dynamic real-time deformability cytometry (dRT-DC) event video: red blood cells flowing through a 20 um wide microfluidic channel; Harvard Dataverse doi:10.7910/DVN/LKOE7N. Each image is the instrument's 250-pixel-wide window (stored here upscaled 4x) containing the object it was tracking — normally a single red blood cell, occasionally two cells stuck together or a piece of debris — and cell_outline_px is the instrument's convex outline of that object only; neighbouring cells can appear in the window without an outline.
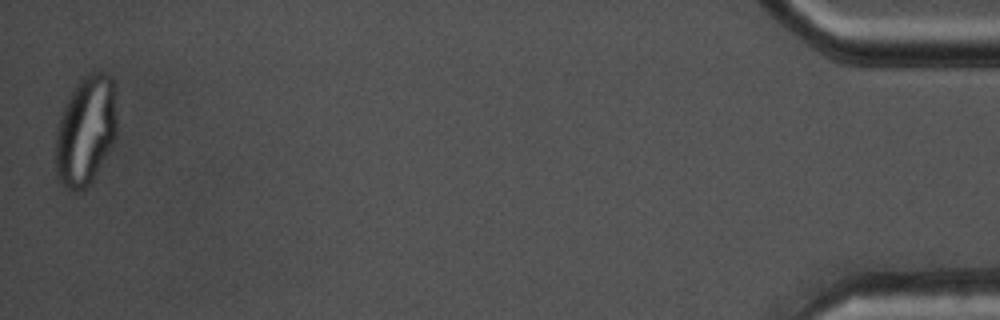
{"species": "common noctule bat (a hibernating species)", "species_latin": "Nyctalus noctula", "temperature_condition": "warm", "stored_images_in_passage": 53, "camera_frame_rate_fps": 3000, "um_per_image_px": 0.085, "animal": {"sex": "male", "body_mass_g": 17.5, "forearm_length_mm": 52.3}, "frame": {"image": 1, "passage_image": 53, "time_ms": 17.333, "image_size_px": [1000, 320], "cell_outline_px": [[116, 136], [112, 148], [92, 180], [84, 188], [76, 192], [68, 188], [56, 176], [56, 128], [60, 116], [72, 92], [80, 80], [88, 72], [108, 72], [112, 76], [116, 120]], "centroid_in_image_um": [7.3, 11.1], "position_along_channel_um": 427.9, "area_um2": 38.9}}